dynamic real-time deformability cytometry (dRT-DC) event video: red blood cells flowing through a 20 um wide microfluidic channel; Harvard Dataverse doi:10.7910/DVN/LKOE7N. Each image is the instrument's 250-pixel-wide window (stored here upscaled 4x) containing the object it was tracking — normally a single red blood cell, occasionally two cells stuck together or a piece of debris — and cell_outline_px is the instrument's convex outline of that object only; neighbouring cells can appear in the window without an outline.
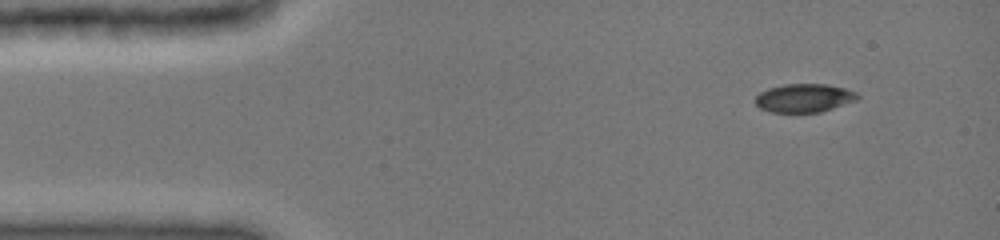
{"species": "common noctule bat (a hibernating species)", "species_latin": "Nyctalus noctula", "temperature_condition": "cold", "stored_images_in_passage": 25, "camera_frame_rate_fps": 3000, "um_per_image_px": 0.085, "animal": {"sex": "female", "body_mass_g": 19.0, "forearm_length_mm": 51.5}, "frame": {"image": 1, "passage_image": 1, "time_ms": 0.0, "image_size_px": [1000, 240], "cell_outline_px": [[860, 96], [856, 100], [820, 112], [772, 112], [760, 108], [756, 104], [756, 96], [760, 92], [768, 88], [784, 84], [824, 84], [844, 88], [856, 92]], "centroid_in_image_um": [68.34, 8.32], "position_along_channel_um": 16.7, "area_um2": 16.76}}
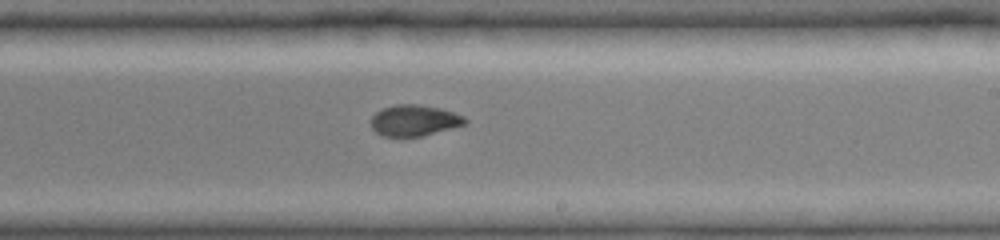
{"frame": {"image": 2, "passage_image": 15, "time_ms": 8.0, "image_size_px": [1000, 240], "cell_outline_px": [[468, 124], [420, 136], [380, 136], [372, 128], [372, 116], [376, 112], [384, 108], [396, 104], [416, 104], [440, 108], [464, 116], [468, 120]], "centroid_in_image_um": [35.23, 10.24], "position_along_channel_um": 253.8, "area_um2": 16.94}}
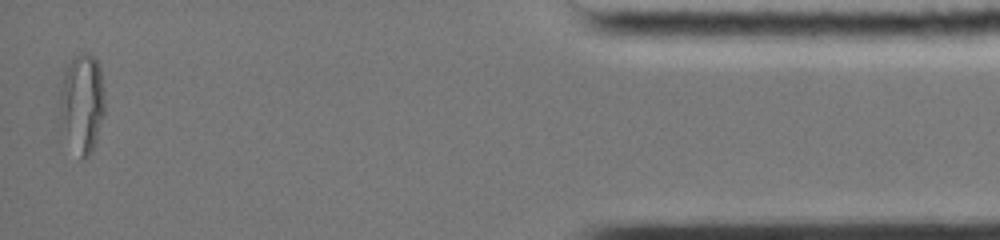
{"frame": {"image": 3, "passage_image": 25, "time_ms": 14.0, "image_size_px": [1000, 240], "cell_outline_px": [[104, 112], [96, 140], [88, 156], [84, 160], [80, 160], [60, 116], [60, 92], [64, 72], [72, 56], [80, 52], [84, 52], [92, 56], [96, 60], [100, 68], [104, 96]], "centroid_in_image_um": [6.99, 8.69], "position_along_channel_um": 428.2, "area_um2": 25.26}, "authors_computed_cell_mechanics": {"area_um2": 18.3804, "velocity_mm_per_s": 3.9827, "shape_relaxation_time_tau1_ms": 7.8809, "shape_relaxation_time_tau2_ms": 1.2714, "deformation_change_tau1": 0.1974, "deformation_change_tau2": 0.0444}}